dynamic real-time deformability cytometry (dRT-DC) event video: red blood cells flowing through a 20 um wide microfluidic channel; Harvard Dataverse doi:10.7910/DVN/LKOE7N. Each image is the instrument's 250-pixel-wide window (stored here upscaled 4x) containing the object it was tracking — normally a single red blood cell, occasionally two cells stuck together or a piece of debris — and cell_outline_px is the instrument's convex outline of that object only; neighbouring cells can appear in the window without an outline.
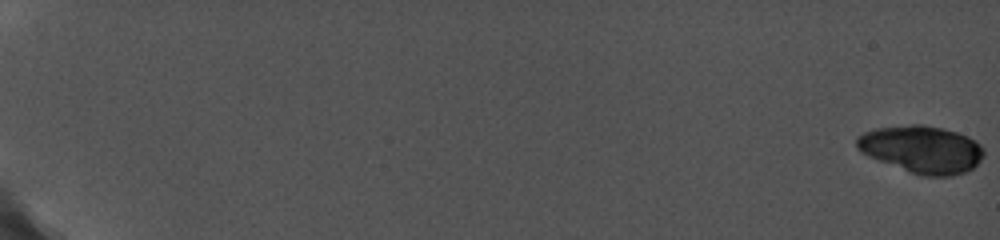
{"species": "common noctule bat (a hibernating species)", "species_latin": "Nyctalus noctula", "temperature_condition": "cold", "stored_images_in_passage": 8, "camera_frame_rate_fps": 5000, "um_per_image_px": 0.085, "animal": {"sex": "female", "body_mass_g": 19.0, "forearm_length_mm": 56.7}, "frame": {"image": 1, "passage_image": 1, "time_ms": 0.0, "image_size_px": [1000, 240], "cell_outline_px": [[984, 156], [972, 168], [964, 172], [952, 176], [920, 176], [868, 156], [860, 152], [856, 148], [856, 136], [864, 132], [876, 128], [912, 124], [920, 124], [940, 128], [956, 132], [968, 136], [976, 140], [984, 148]], "centroid_in_image_um": [78.34, 12.69], "position_along_channel_um": 6.7, "area_um2": 35.14}}